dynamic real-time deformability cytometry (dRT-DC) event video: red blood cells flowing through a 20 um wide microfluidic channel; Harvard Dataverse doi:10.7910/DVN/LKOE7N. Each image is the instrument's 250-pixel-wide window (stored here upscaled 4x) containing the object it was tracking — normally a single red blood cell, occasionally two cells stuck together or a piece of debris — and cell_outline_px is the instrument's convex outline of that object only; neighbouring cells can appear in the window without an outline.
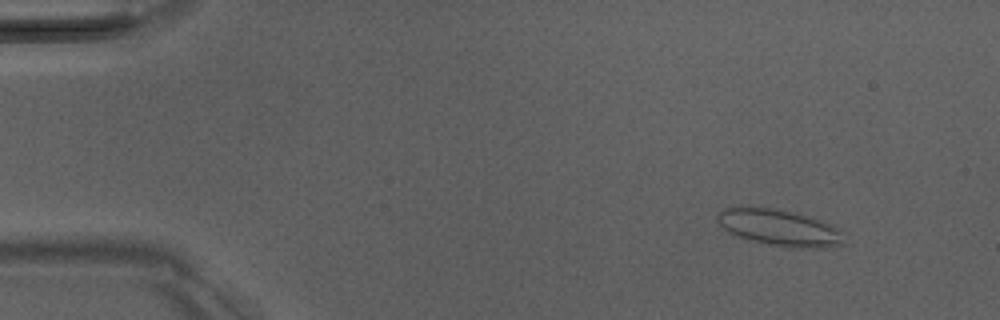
{"species": "Egyptian fruit bat (a non-hibernating species)", "species_latin": "Rousettus aegyptiacus", "temperature_condition": "room temperature", "stored_images_in_passage": 51, "camera_frame_rate_fps": 3000, "um_per_image_px": 0.085, "animal": {"sex": "male"}, "frame": {"image": 1, "passage_image": 6, "time_ms": 1.667, "image_size_px": [1000, 320], "cell_outline_px": [[848, 232], [844, 244], [828, 248], [788, 248], [748, 240], [736, 236], [728, 232], [720, 224], [716, 216], [724, 208], [740, 204], [752, 204], [776, 208], [816, 216]], "centroid_in_image_um": [66.33, 19.31], "position_along_channel_um": 18.7, "area_um2": 28.67}}
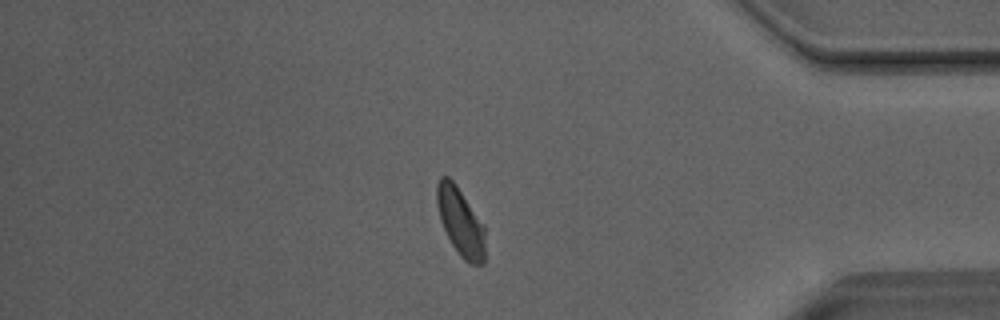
{"frame": {"image": 2, "passage_image": 44, "time_ms": 14.333, "image_size_px": [1000, 320], "cell_outline_px": [[484, 264], [472, 264], [464, 260], [460, 256], [452, 244], [440, 220], [436, 204], [436, 184], [440, 176], [448, 176], [456, 184], [484, 224]], "centroid_in_image_um": [39.12, 18.82], "position_along_channel_um": 396.1, "area_um2": 19.13}}
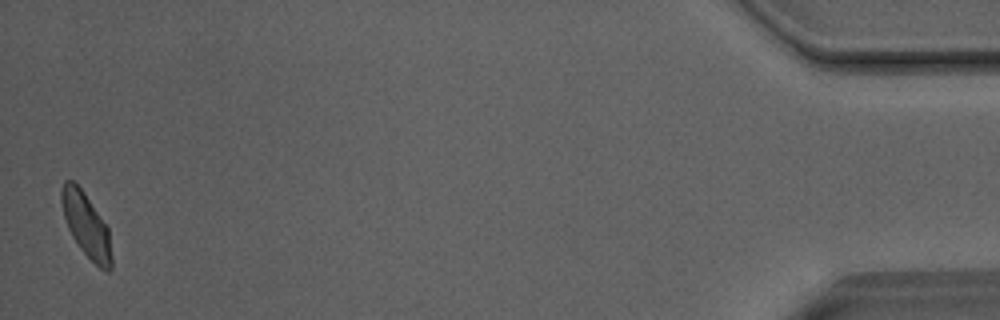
{"frame": {"image": 3, "passage_image": 51, "time_ms": 16.667, "image_size_px": [1000, 320], "cell_outline_px": [[112, 268], [108, 272], [100, 268], [80, 248], [72, 236], [68, 228], [64, 216], [60, 200], [60, 192], [64, 180], [72, 180], [84, 192], [108, 228], [112, 256]], "centroid_in_image_um": [7.32, 19.13], "position_along_channel_um": 427.9, "area_um2": 18.5}, "authors_computed_cell_mechanics": {"area_um2": 19.9988, "velocity_mm_per_s": 4.0282, "shape_relaxation_time_tau1_ms": 3.4818, "shape_relaxation_time_tau2_ms": 0.9234, "deformation_change_tau1": 0.113, "deformation_change_tau2": 0.0682}}